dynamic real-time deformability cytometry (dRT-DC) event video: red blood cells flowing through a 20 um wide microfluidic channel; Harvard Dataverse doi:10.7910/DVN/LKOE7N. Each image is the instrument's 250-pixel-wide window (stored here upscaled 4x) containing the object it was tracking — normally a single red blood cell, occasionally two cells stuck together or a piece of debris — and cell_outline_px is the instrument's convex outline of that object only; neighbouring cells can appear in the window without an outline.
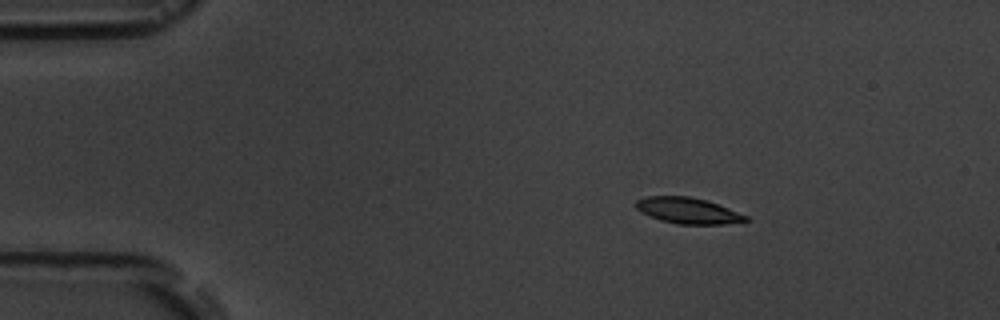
{"species": "common noctule bat (a hibernating species)", "species_latin": "Nyctalus noctula", "temperature_condition": "room temperature", "stored_images_in_passage": 3, "camera_frame_rate_fps": 3000, "um_per_image_px": 0.085, "animal": {"sex": "male", "body_mass_g": 19.5, "forearm_length_mm": 54.6}, "frame": {"image": 1, "passage_image": 1, "time_ms": 0.0, "image_size_px": [1000, 320], "cell_outline_px": [[752, 220], [724, 224], [676, 224], [660, 220], [648, 216], [640, 212], [636, 208], [636, 200], [648, 196], [688, 196], [704, 200], [716, 204], [748, 216]], "centroid_in_image_um": [58.44, 17.91], "position_along_channel_um": 26.6, "area_um2": 16.53}}
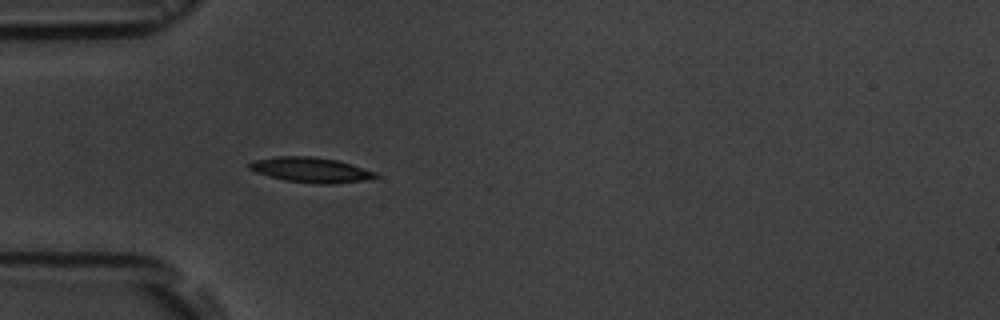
{"frame": {"image": 2, "passage_image": 3, "time_ms": 2.667, "image_size_px": [1000, 320], "cell_outline_px": [[380, 176], [368, 180], [332, 184], [320, 184], [284, 180], [256, 172], [248, 168], [248, 164], [256, 160], [280, 156], [312, 156], [336, 160], [376, 172]], "centroid_in_image_um": [26.45, 14.45], "position_along_channel_um": 58.5, "area_um2": 18.26}}